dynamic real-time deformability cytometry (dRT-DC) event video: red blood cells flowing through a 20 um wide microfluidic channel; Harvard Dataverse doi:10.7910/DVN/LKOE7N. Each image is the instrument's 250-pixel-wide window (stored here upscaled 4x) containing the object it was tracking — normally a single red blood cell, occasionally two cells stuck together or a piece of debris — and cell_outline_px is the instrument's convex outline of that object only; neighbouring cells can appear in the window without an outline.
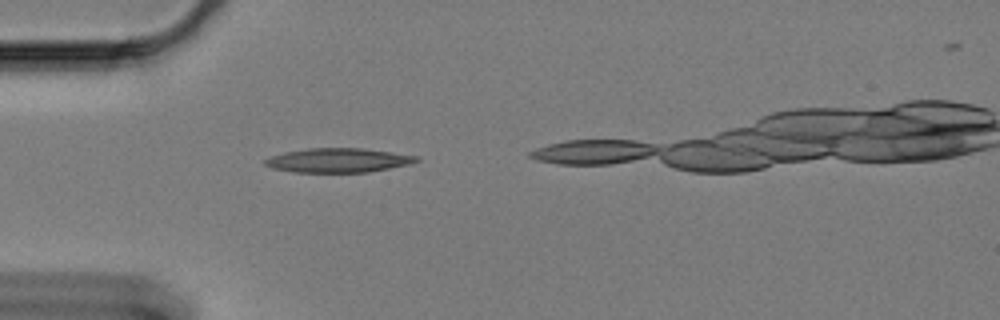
{"species": "Egyptian fruit bat (a non-hibernating species)", "species_latin": "Rousettus aegyptiacus", "temperature_condition": "cold", "stored_images_in_passage": 10, "camera_frame_rate_fps": 3000, "um_per_image_px": 0.085, "animal": {"sex": "female"}, "frame": {"image": 1, "passage_image": 1, "time_ms": 0.0, "image_size_px": [1000, 320], "cell_outline_px": [[420, 160], [412, 164], [368, 172], [292, 172], [272, 168], [264, 164], [264, 160], [272, 156], [284, 152], [308, 148], [360, 148], [416, 156]], "centroid_in_image_um": [28.72, 13.63], "position_along_channel_um": 56.3, "area_um2": 21.21}}
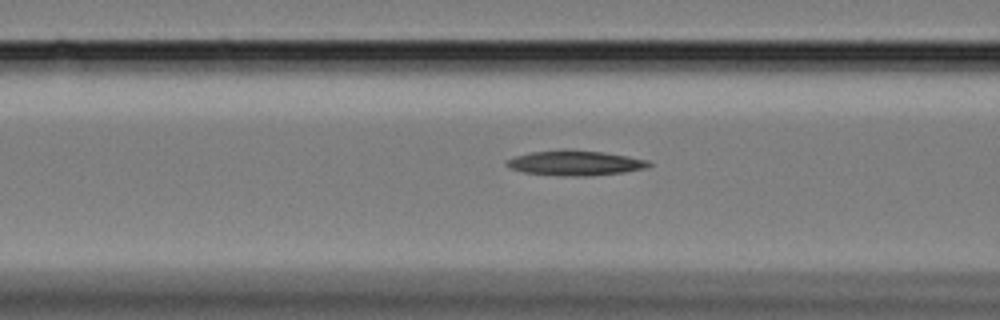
{"frame": {"image": 2, "passage_image": 7, "time_ms": 2.0, "image_size_px": [1000, 320], "cell_outline_px": [[652, 164], [648, 168], [624, 172], [588, 176], [560, 176], [524, 172], [512, 168], [504, 164], [508, 160], [516, 156], [532, 152], [560, 148], [568, 148], [604, 152], [628, 156], [648, 160]], "centroid_in_image_um": [48.92, 13.84], "position_along_channel_um": 117.7, "area_um2": 20.98}}